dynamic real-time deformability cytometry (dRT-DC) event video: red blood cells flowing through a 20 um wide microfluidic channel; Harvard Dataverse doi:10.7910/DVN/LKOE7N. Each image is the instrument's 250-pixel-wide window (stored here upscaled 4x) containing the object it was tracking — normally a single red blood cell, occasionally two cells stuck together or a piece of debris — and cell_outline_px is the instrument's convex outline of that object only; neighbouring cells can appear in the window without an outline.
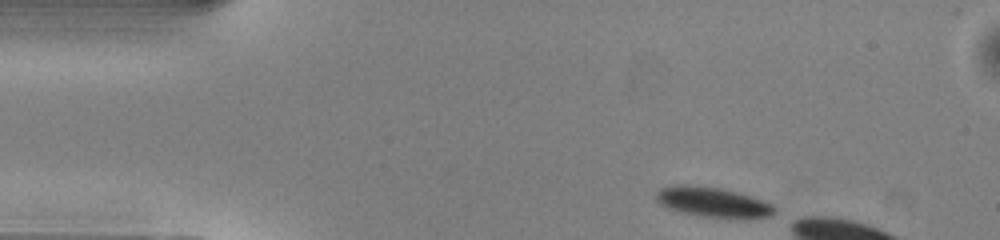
{"species": "common noctule bat (a hibernating species)", "species_latin": "Nyctalus noctula", "temperature_condition": "warm", "stored_images_in_passage": 6, "camera_frame_rate_fps": 3000, "um_per_image_px": 0.085, "animal": {"sex": "male", "body_mass_g": 13.0, "forearm_length_mm": 53.1}, "frame": {"image": 1, "passage_image": 1, "time_ms": 0.0, "image_size_px": [1000, 240], "cell_outline_px": [[776, 212], [768, 216], [700, 216], [668, 208], [660, 204], [656, 200], [656, 192], [660, 188], [676, 184], [688, 184], [720, 188], [736, 192], [772, 204], [776, 208]], "centroid_in_image_um": [60.49, 17.14], "position_along_channel_um": 24.5, "area_um2": 19.88}}